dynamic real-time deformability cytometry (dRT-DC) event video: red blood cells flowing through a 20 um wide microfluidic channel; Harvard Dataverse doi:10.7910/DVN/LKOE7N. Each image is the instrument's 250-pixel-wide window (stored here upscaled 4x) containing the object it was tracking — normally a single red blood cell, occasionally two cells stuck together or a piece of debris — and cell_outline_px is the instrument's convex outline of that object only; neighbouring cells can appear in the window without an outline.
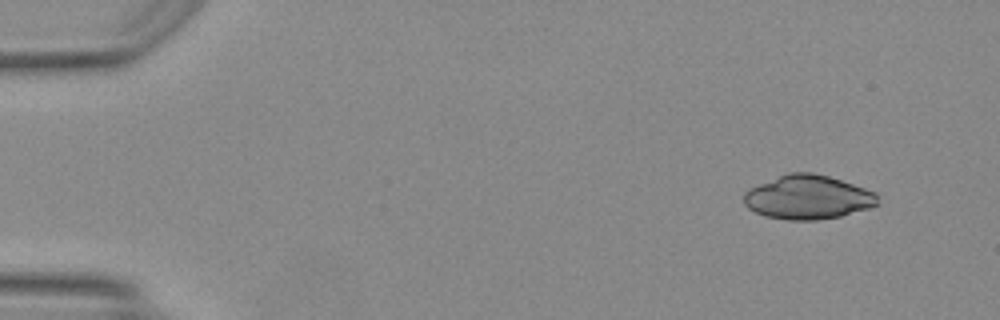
{"species": "Egyptian fruit bat (a non-hibernating species)", "species_latin": "Rousettus aegyptiacus", "temperature_condition": "warm", "stored_images_in_passage": 45, "camera_frame_rate_fps": 3000, "um_per_image_px": 0.085, "animal": {"sex": "female"}, "frame": {"image": 1, "passage_image": 1, "time_ms": 0.0, "image_size_px": [1000, 320], "cell_outline_px": [[880, 204], [868, 208], [840, 216], [816, 220], [788, 220], [764, 216], [748, 208], [744, 204], [744, 192], [760, 184], [788, 172], [812, 172], [828, 176], [876, 192]], "centroid_in_image_um": [68.68, 16.77], "position_along_channel_um": 16.3, "area_um2": 34.1}}